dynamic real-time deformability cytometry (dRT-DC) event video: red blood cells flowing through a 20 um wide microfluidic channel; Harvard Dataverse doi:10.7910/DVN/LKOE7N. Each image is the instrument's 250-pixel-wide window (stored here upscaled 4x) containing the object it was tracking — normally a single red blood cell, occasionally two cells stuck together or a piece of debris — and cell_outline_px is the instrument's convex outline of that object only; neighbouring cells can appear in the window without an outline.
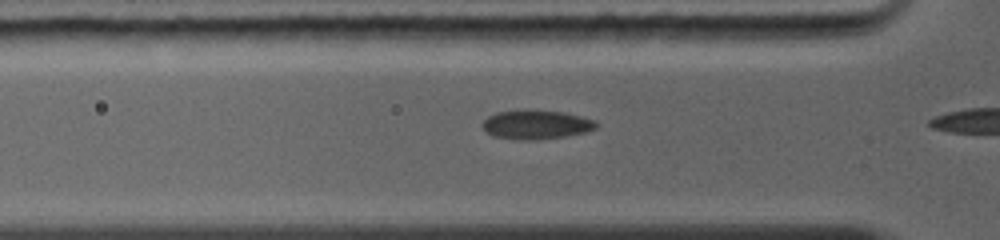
{"species": "common noctule bat (a hibernating species)", "species_latin": "Nyctalus noctula", "temperature_condition": "warm", "stored_images_in_passage": 10, "camera_frame_rate_fps": 5000, "um_per_image_px": 0.085, "animal": {"sex": "female", "body_mass_g": 19.0, "forearm_length_mm": 56.7}, "frame": {"image": 1, "passage_image": 9, "time_ms": 1.8, "image_size_px": [1000, 240], "cell_outline_px": [[600, 124], [596, 128], [584, 132], [564, 136], [496, 136], [488, 132], [484, 128], [484, 120], [488, 116], [496, 112], [528, 108], [536, 108], [564, 112], [596, 120]], "centroid_in_image_um": [45.66, 10.48], "position_along_channel_um": 80.1, "area_um2": 18.32}}